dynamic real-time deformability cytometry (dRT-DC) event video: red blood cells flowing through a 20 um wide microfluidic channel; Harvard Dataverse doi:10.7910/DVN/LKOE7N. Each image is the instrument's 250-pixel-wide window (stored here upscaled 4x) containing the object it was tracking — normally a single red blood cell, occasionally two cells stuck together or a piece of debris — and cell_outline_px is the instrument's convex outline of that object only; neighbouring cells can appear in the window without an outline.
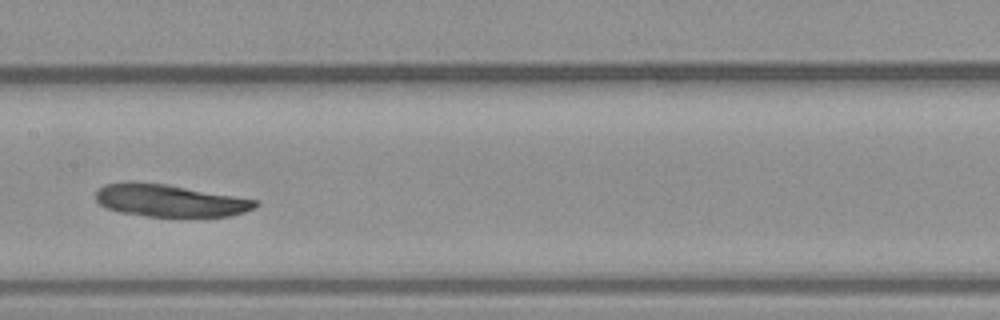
{"species": "common noctule bat (a hibernating species)", "species_latin": "Nyctalus noctula", "temperature_condition": "warm", "stored_images_in_passage": 37, "camera_frame_rate_fps": 3000, "um_per_image_px": 0.085, "animal": {"sex": "male", "body_mass_g": 23.1, "forearm_length_mm": 52.7}, "frame": {"image": 1, "passage_image": 17, "time_ms": 5.333, "image_size_px": [1000, 320], "cell_outline_px": [[260, 204], [256, 208], [244, 212], [228, 216], [148, 216], [120, 212], [108, 208], [100, 204], [96, 200], [96, 192], [104, 184], [124, 180], [132, 180], [168, 184], [256, 200]], "centroid_in_image_um": [14.39, 17.02], "position_along_channel_um": 193.0, "area_um2": 30.17}}
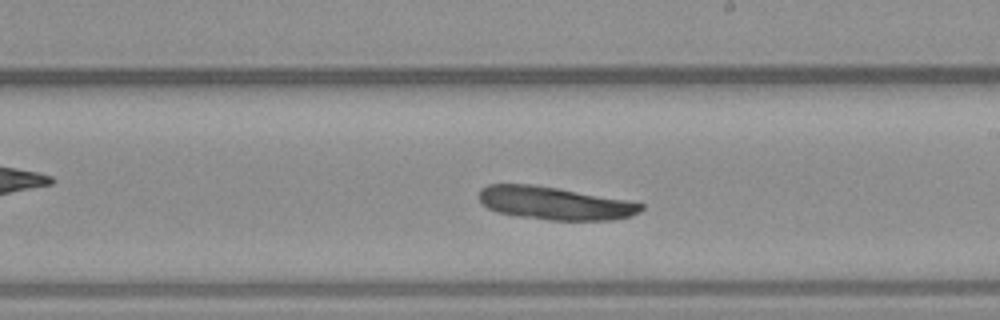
{"frame": {"image": 2, "passage_image": 20, "time_ms": 6.333, "image_size_px": [1000, 320], "cell_outline_px": [[644, 208], [640, 212], [632, 216], [612, 220], [548, 220], [520, 216], [496, 212], [488, 208], [480, 200], [480, 188], [488, 184], [532, 184], [560, 188], [624, 200], [644, 204]], "centroid_in_image_um": [47.15, 17.27], "position_along_channel_um": 241.8, "area_um2": 31.04}}